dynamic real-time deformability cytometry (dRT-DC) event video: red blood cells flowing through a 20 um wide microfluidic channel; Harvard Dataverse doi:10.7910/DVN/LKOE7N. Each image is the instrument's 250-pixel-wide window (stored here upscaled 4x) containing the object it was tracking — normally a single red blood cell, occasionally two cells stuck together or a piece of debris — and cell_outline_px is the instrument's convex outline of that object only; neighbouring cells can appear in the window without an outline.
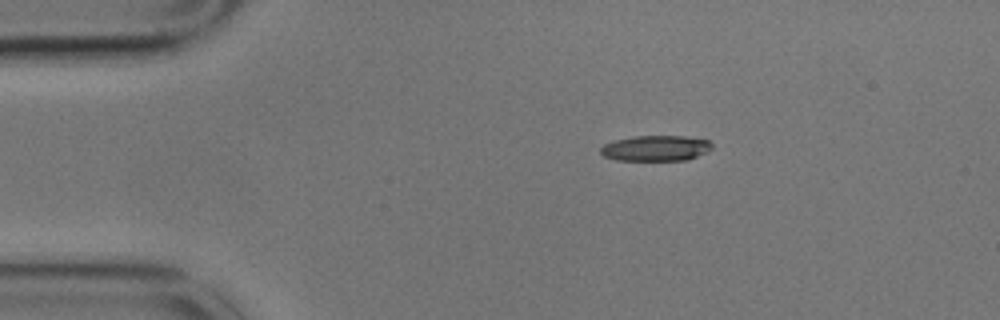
{"species": "common noctule bat (a hibernating species)", "species_latin": "Nyctalus noctula", "temperature_condition": "cold", "stored_images_in_passage": 33, "camera_frame_rate_fps": 3000, "um_per_image_px": 0.085, "animal": {"sex": "male", "body_mass_g": 17.9}, "frame": {"image": 1, "passage_image": 1, "time_ms": 0.0, "image_size_px": [1000, 320], "cell_outline_px": [[712, 148], [708, 152], [688, 160], [616, 160], [604, 156], [600, 152], [600, 148], [604, 144], [612, 140], [632, 136], [684, 136], [708, 140], [712, 144]], "centroid_in_image_um": [55.73, 12.59], "position_along_channel_um": 29.3, "area_um2": 16.76}}
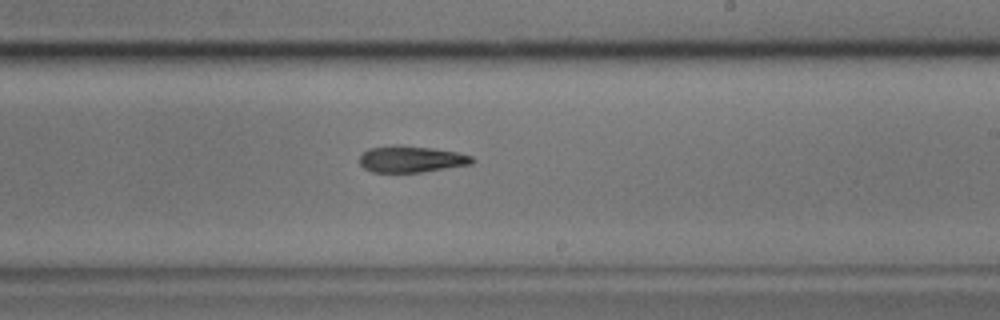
{"frame": {"image": 2, "passage_image": 25, "time_ms": 8.0, "image_size_px": [1000, 320], "cell_outline_px": [[476, 160], [472, 164], [420, 172], [372, 172], [364, 168], [360, 164], [360, 156], [368, 148], [432, 148], [456, 152], [472, 156]], "centroid_in_image_um": [35.0, 13.58], "position_along_channel_um": 254.0, "area_um2": 16.47}}
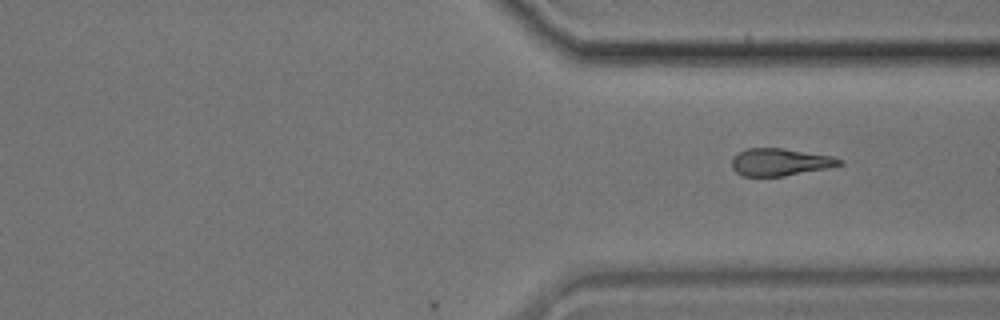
{"frame": {"image": 3, "passage_image": 33, "time_ms": 10.667, "image_size_px": [1000, 320], "cell_outline_px": [[844, 164], [828, 168], [784, 176], [744, 176], [736, 172], [732, 168], [732, 156], [736, 152], [748, 148], [784, 148], [832, 156], [844, 160]], "centroid_in_image_um": [66.3, 13.77], "position_along_channel_um": 345.1, "area_um2": 17.34}}